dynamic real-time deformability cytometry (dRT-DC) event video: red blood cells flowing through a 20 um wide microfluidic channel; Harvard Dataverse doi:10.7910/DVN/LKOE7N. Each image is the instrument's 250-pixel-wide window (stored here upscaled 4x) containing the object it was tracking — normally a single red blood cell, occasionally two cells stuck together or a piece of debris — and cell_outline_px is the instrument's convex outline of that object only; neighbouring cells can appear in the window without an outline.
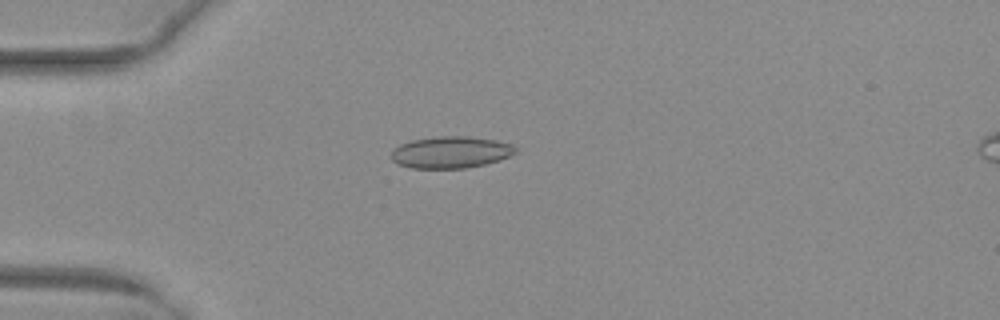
{"species": "common noctule bat (a hibernating species)", "species_latin": "Nyctalus noctula", "temperature_condition": "warm", "stored_images_in_passage": 43, "camera_frame_rate_fps": 3000, "um_per_image_px": 0.085, "animal": {"sex": "female", "body_mass_g": 29.2, "forearm_length_mm": 56.3}, "frame": {"image": 1, "passage_image": 6, "time_ms": 1.667, "image_size_px": [1000, 320], "cell_outline_px": [[516, 152], [500, 160], [484, 164], [464, 168], [412, 168], [400, 164], [392, 160], [392, 152], [400, 144], [412, 140], [440, 136], [468, 136], [496, 140], [512, 144], [516, 148]], "centroid_in_image_um": [38.34, 12.93], "position_along_channel_um": 46.7, "area_um2": 22.77}}
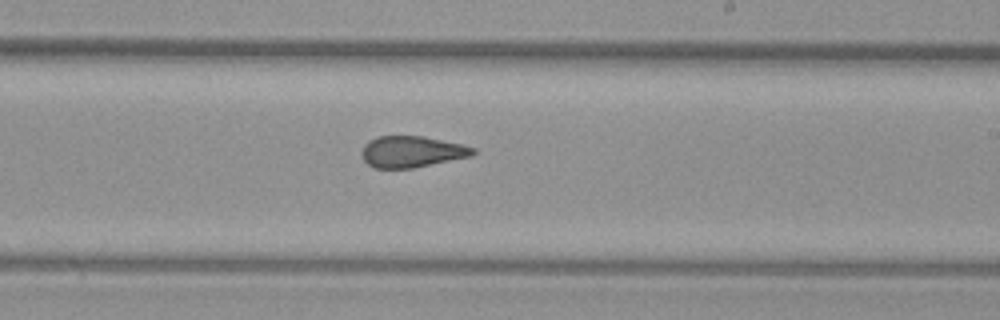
{"frame": {"image": 2, "passage_image": 23, "time_ms": 7.333, "image_size_px": [1000, 320], "cell_outline_px": [[476, 152], [472, 156], [412, 168], [372, 168], [364, 160], [360, 152], [364, 144], [368, 140], [376, 136], [424, 136], [464, 144], [476, 148]], "centroid_in_image_um": [35.0, 12.88], "position_along_channel_um": 254.0, "area_um2": 20.58}}
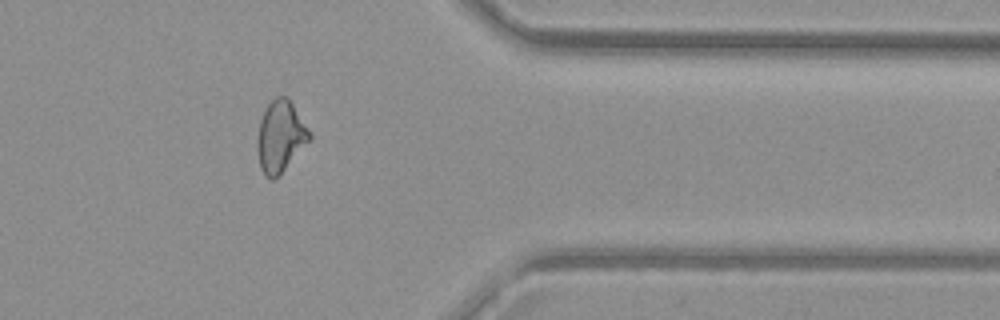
{"frame": {"image": 3, "passage_image": 34, "time_ms": 11.0, "image_size_px": [1000, 320], "cell_outline_px": [[312, 140], [272, 180], [264, 176], [260, 168], [256, 148], [256, 144], [260, 120], [268, 104], [276, 96], [288, 96], [312, 132]], "centroid_in_image_um": [23.85, 11.57], "position_along_channel_um": 387.5, "area_um2": 21.91}, "authors_computed_cell_mechanics": {"area_um2": 21.7906, "velocity_mm_per_s": 4.04, "shape_relaxation_time_tau1_ms": null, "shape_relaxation_time_tau2_ms": 1.4271, "deformation_change_tau1": null, "deformation_change_tau2": 0.0828}}